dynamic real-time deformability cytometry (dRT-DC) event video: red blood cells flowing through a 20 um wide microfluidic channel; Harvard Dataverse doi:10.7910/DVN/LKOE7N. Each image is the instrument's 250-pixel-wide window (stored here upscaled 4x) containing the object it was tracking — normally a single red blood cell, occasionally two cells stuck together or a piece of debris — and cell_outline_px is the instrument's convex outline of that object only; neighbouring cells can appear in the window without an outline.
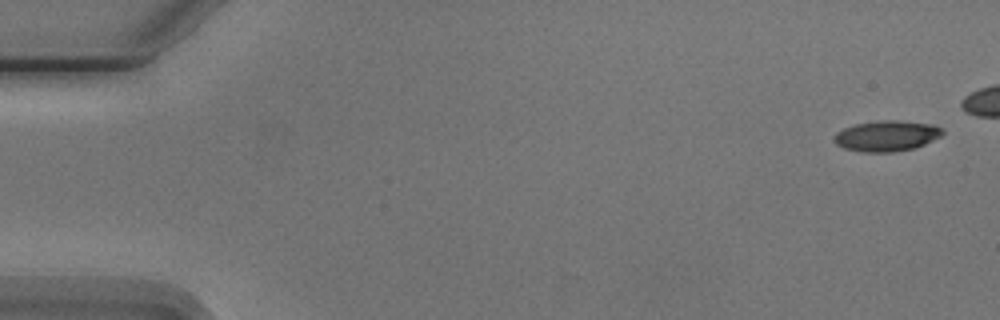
{"species": "Egyptian fruit bat (a non-hibernating species)", "species_latin": "Rousettus aegyptiacus", "temperature_condition": "cold", "stored_images_in_passage": 5, "camera_frame_rate_fps": 3000, "um_per_image_px": 0.085, "animal": {"sex": "male"}, "frame": {"image": 1, "passage_image": 1, "time_ms": 0.0, "image_size_px": [1000, 320], "cell_outline_px": [[944, 132], [940, 136], [916, 148], [892, 152], [860, 152], [844, 148], [836, 144], [832, 140], [832, 136], [836, 132], [844, 128], [856, 124], [884, 120], [900, 120], [932, 124], [940, 128]], "centroid_in_image_um": [75.32, 11.56], "position_along_channel_um": 9.7, "area_um2": 19.42}}
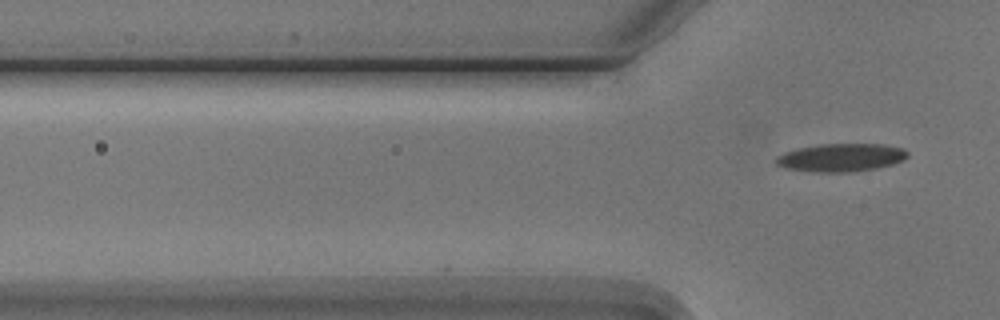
{"frame": {"image": 2, "passage_image": 5, "time_ms": 4.667, "image_size_px": [1000, 320], "cell_outline_px": [[908, 156], [904, 160], [896, 164], [876, 168], [844, 172], [820, 172], [788, 168], [776, 164], [776, 156], [784, 152], [800, 148], [820, 144], [884, 144], [904, 148], [908, 152]], "centroid_in_image_um": [71.56, 13.38], "position_along_channel_um": 54.2, "area_um2": 21.39}}